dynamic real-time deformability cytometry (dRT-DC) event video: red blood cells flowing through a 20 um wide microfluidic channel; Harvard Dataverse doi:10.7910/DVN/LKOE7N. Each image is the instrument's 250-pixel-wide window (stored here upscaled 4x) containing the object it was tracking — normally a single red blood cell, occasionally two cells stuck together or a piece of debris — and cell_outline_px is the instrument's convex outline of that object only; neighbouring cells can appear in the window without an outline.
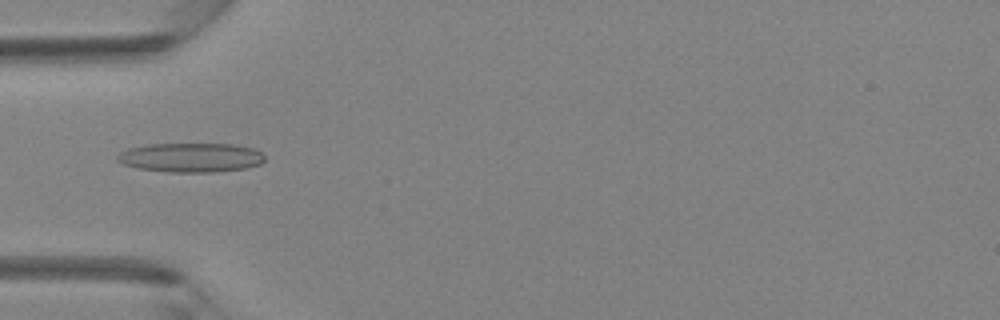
{"species": "Egyptian fruit bat (a non-hibernating species)", "species_latin": "Rousettus aegyptiacus", "temperature_condition": "room temperature", "stored_images_in_passage": 42, "camera_frame_rate_fps": 3000, "um_per_image_px": 0.085, "animal": {"sex": "female"}, "frame": {"image": 1, "passage_image": 14, "time_ms": 4.333, "image_size_px": [1000, 320], "cell_outline_px": [[264, 160], [260, 164], [244, 168], [212, 172], [168, 172], [140, 168], [120, 164], [116, 160], [116, 156], [120, 152], [128, 148], [148, 144], [232, 144], [256, 148], [264, 156]], "centroid_in_image_um": [16.19, 13.38], "position_along_channel_um": 68.8, "area_um2": 25.2}}
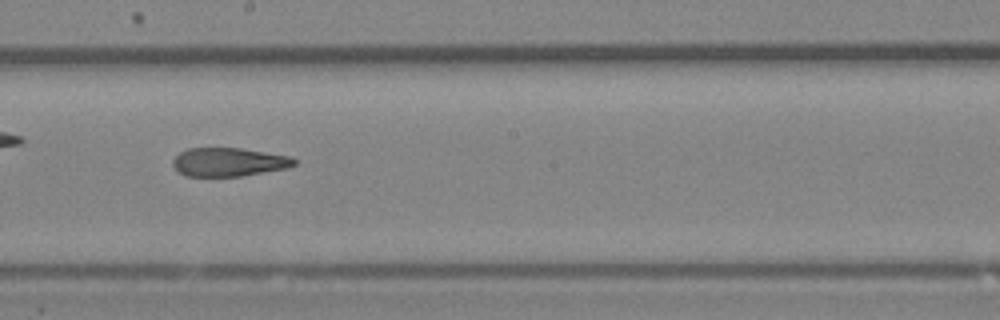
{"frame": {"image": 2, "passage_image": 24, "time_ms": 7.667, "image_size_px": [1000, 320], "cell_outline_px": [[296, 164], [288, 168], [240, 176], [184, 176], [172, 164], [172, 160], [180, 152], [188, 148], [240, 148], [292, 156], [296, 160]], "centroid_in_image_um": [19.46, 13.77], "position_along_channel_um": 228.7, "area_um2": 20.23}}
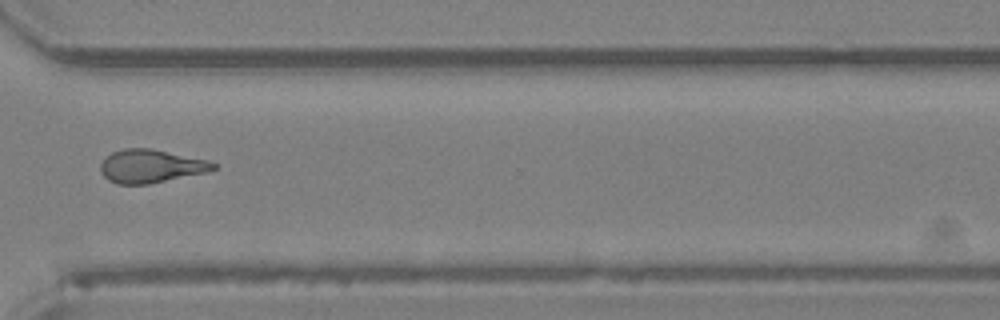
{"frame": {"image": 3, "passage_image": 32, "time_ms": 10.333, "image_size_px": [1000, 320], "cell_outline_px": [[216, 168], [208, 172], [148, 184], [116, 184], [108, 180], [100, 172], [100, 164], [112, 152], [124, 148], [148, 148], [208, 160], [216, 164]], "centroid_in_image_um": [12.81, 14.13], "position_along_channel_um": 357.8, "area_um2": 21.73}}